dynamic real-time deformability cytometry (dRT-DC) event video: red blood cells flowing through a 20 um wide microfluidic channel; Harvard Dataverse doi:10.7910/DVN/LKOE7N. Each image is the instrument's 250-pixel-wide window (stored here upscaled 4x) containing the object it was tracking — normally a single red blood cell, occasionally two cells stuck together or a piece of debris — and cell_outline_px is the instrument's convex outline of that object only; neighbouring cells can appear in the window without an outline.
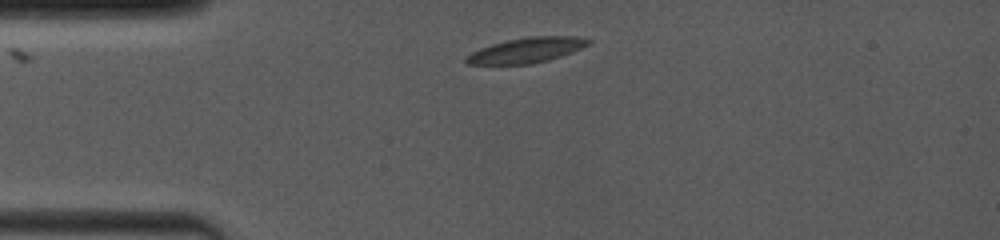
{"species": "common noctule bat (a hibernating species)", "species_latin": "Nyctalus noctula", "temperature_condition": "room temperature", "stored_images_in_passage": 23, "camera_frame_rate_fps": 4000, "um_per_image_px": 0.085, "animal": {"sex": "female", "body_mass_g": 19.0, "forearm_length_mm": 53.3}, "frame": {"image": 1, "passage_image": 1, "time_ms": 0.0, "image_size_px": [1000, 240], "cell_outline_px": [[592, 44], [572, 52], [548, 60], [532, 64], [468, 64], [464, 60], [464, 56], [480, 48], [492, 44], [508, 40], [528, 36], [576, 36], [592, 40]], "centroid_in_image_um": [44.78, 4.26], "position_along_channel_um": 40.2, "area_um2": 17.98}}
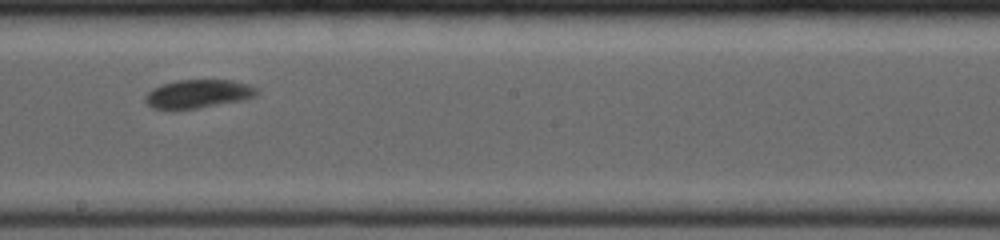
{"frame": {"image": 2, "passage_image": 14, "time_ms": 5.5, "image_size_px": [1000, 240], "cell_outline_px": [[256, 96], [240, 100], [196, 108], [152, 108], [144, 100], [144, 96], [152, 88], [160, 84], [176, 80], [232, 80], [248, 84], [256, 88]], "centroid_in_image_um": [16.79, 7.95], "position_along_channel_um": 231.4, "area_um2": 18.15}}
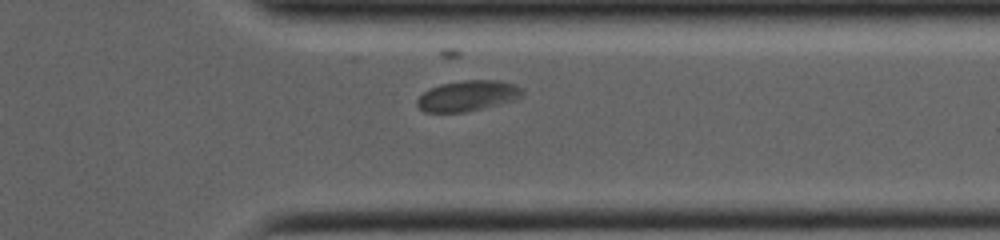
{"frame": {"image": 3, "passage_image": 23, "time_ms": 9.0, "image_size_px": [1000, 240], "cell_outline_px": [[524, 96], [516, 100], [500, 104], [464, 112], [424, 112], [416, 104], [416, 100], [424, 92], [440, 84], [464, 80], [496, 80], [516, 84], [524, 88]], "centroid_in_image_um": [39.81, 8.14], "position_along_channel_um": 371.6, "area_um2": 18.9}}